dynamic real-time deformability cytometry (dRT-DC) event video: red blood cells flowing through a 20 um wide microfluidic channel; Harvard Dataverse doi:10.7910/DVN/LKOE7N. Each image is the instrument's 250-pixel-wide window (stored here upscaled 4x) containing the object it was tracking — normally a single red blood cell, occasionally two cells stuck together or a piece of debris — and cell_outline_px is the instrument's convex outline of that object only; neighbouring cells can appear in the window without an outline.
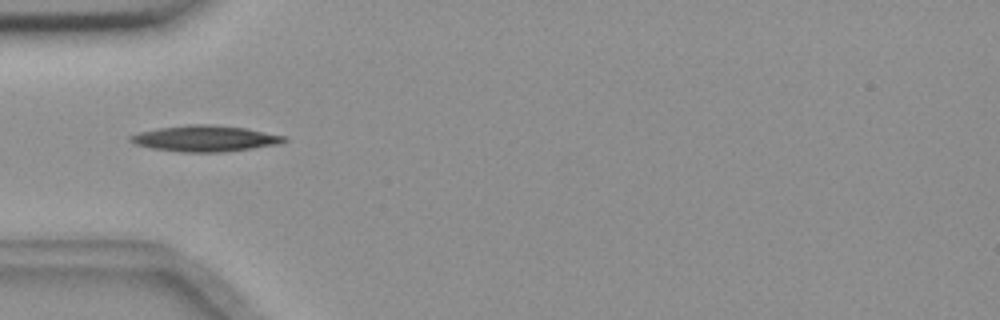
{"species": "common noctule bat (a hibernating species)", "species_latin": "Nyctalus noctula", "temperature_condition": "room temperature", "stored_images_in_passage": 9, "camera_frame_rate_fps": 3000, "um_per_image_px": 0.085, "animal": {"sex": "female", "body_mass_g": 18.4}, "frame": {"image": 1, "passage_image": 4, "time_ms": 1.0, "image_size_px": [1000, 320], "cell_outline_px": [[288, 140], [276, 144], [252, 148], [220, 152], [180, 152], [152, 148], [136, 144], [128, 140], [128, 136], [140, 132], [160, 128], [188, 124], [212, 124], [244, 128], [284, 136]], "centroid_in_image_um": [17.38, 11.77], "position_along_channel_um": 67.6, "area_um2": 23.0}}
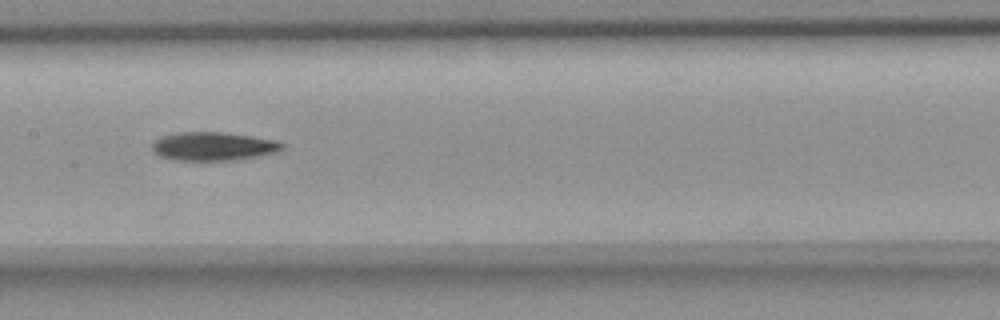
{"frame": {"image": 2, "passage_image": 7, "time_ms": 2.0, "image_size_px": [1000, 320], "cell_outline_px": [[284, 148], [272, 152], [232, 160], [176, 160], [160, 156], [152, 152], [152, 144], [160, 136], [180, 132], [224, 132], [252, 136], [276, 140], [284, 144]], "centroid_in_image_um": [18.06, 12.42], "position_along_channel_um": 189.3, "area_um2": 21.33}}
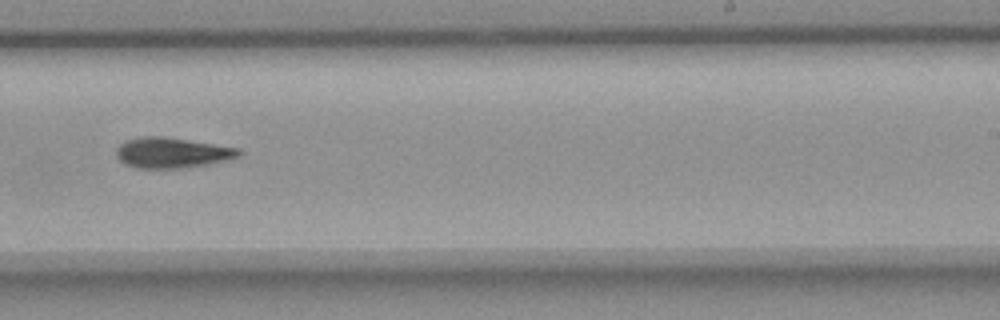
{"frame": {"image": 3, "passage_image": 9, "time_ms": 2.667, "image_size_px": [1000, 320], "cell_outline_px": [[240, 156], [228, 160], [208, 164], [184, 168], [136, 168], [124, 164], [116, 156], [116, 148], [124, 140], [140, 136], [164, 136], [240, 148]], "centroid_in_image_um": [14.59, 12.98], "position_along_channel_um": 274.4, "area_um2": 21.96}}